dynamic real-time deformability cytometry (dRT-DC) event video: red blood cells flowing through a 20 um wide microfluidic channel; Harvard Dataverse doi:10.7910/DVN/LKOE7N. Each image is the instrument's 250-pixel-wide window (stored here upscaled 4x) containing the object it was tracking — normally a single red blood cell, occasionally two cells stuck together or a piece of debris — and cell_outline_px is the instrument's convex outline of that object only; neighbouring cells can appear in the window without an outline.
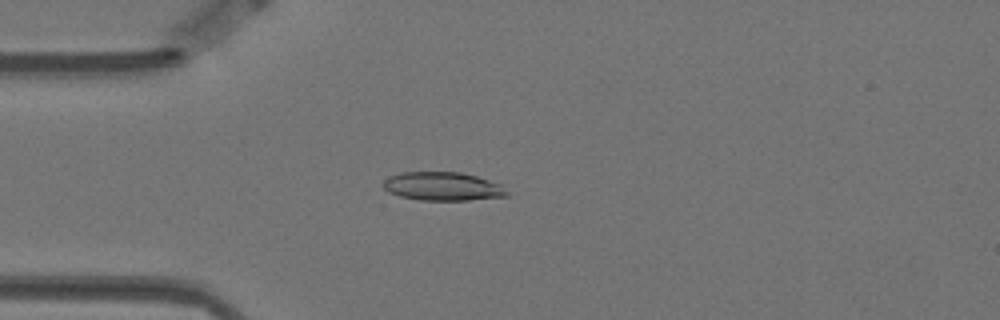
{"species": "Egyptian fruit bat (a non-hibernating species)", "species_latin": "Rousettus aegyptiacus", "temperature_condition": "warm", "stored_images_in_passage": 57, "camera_frame_rate_fps": 3000, "um_per_image_px": 0.085, "animal": {"sex": "female"}, "frame": {"image": 1, "passage_image": 15, "time_ms": 4.667, "image_size_px": [1000, 320], "cell_outline_px": [[508, 196], [468, 200], [420, 200], [400, 196], [388, 192], [384, 188], [384, 180], [388, 176], [400, 172], [460, 172], [476, 176], [504, 184], [508, 192]], "centroid_in_image_um": [37.66, 15.84], "position_along_channel_um": 47.3, "area_um2": 20.75}}
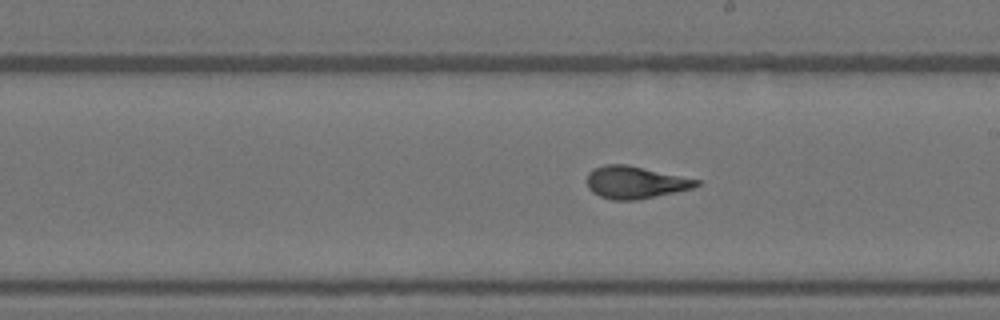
{"frame": {"image": 2, "passage_image": 32, "time_ms": 10.333, "image_size_px": [1000, 320], "cell_outline_px": [[700, 184], [692, 188], [636, 200], [612, 200], [600, 196], [592, 192], [588, 188], [588, 172], [592, 168], [604, 164], [628, 164], [700, 180]], "centroid_in_image_um": [53.96, 15.48], "position_along_channel_um": 235.0, "area_um2": 20.58}}
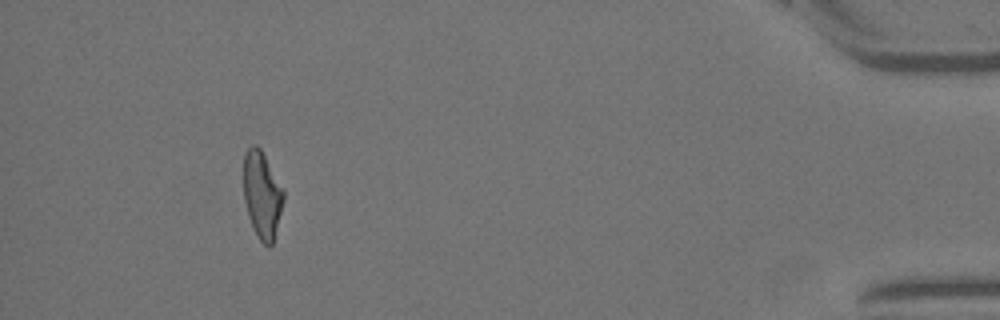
{"frame": {"image": 3, "passage_image": 53, "time_ms": 17.333, "image_size_px": [1000, 320], "cell_outline_px": [[284, 200], [272, 244], [268, 248], [260, 240], [252, 228], [248, 216], [244, 200], [244, 152], [252, 144], [256, 144], [260, 148], [284, 188]], "centroid_in_image_um": [22.27, 16.54], "position_along_channel_um": 412.9, "area_um2": 20.35}, "authors_computed_cell_mechanics": {"area_um2": 20.808, "velocity_mm_per_s": 3.5108, "shape_relaxation_time_tau1_ms": 7.2841, "shape_relaxation_time_tau2_ms": 0.9756, "deformation_change_tau1": 0.2113, "deformation_change_tau2": 0.0795}}